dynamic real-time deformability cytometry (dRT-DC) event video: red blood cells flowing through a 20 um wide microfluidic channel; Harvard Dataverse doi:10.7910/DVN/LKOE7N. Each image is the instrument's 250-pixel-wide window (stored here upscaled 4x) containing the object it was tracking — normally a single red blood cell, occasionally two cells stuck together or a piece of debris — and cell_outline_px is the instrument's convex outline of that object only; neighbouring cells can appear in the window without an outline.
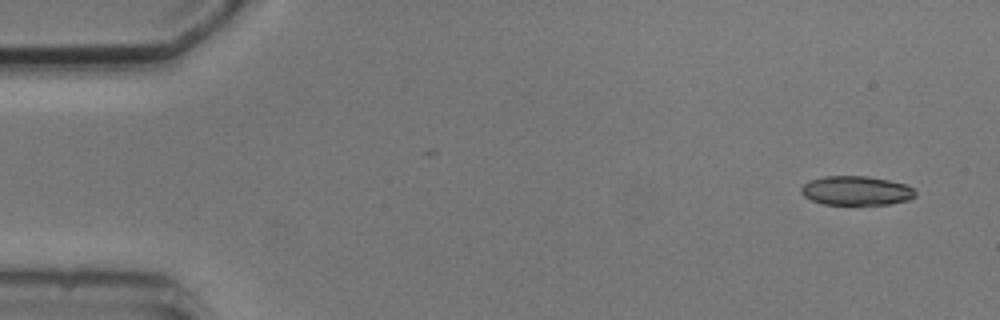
{"species": "common noctule bat (a hibernating species)", "species_latin": "Nyctalus noctula", "temperature_condition": "cold", "stored_images_in_passage": 2, "camera_frame_rate_fps": 3000, "um_per_image_px": 0.085, "animal": {"sex": "male", "body_mass_g": 20.5, "forearm_length_mm": 52.5}, "frame": {"image": 1, "passage_image": 1, "time_ms": 0.0, "image_size_px": [1000, 320], "cell_outline_px": [[916, 196], [908, 200], [888, 204], [824, 204], [812, 200], [804, 196], [800, 192], [800, 188], [804, 184], [812, 180], [824, 176], [868, 176], [908, 184], [916, 192]], "centroid_in_image_um": [72.8, 16.2], "position_along_channel_um": 12.2, "area_um2": 19.36}}